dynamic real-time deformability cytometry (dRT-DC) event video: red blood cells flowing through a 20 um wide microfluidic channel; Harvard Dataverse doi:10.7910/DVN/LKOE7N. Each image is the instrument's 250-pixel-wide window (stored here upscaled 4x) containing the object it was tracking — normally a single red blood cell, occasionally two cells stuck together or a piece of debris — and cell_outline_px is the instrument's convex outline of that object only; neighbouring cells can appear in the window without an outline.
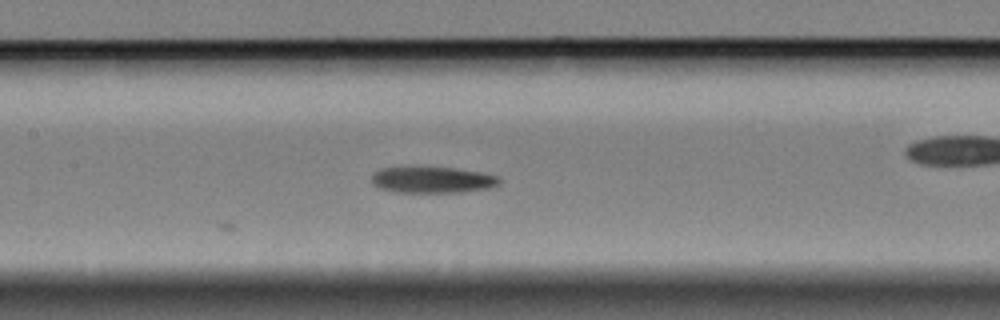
{"species": "Egyptian fruit bat (a non-hibernating species)", "species_latin": "Rousettus aegyptiacus", "temperature_condition": "cold", "stored_images_in_passage": 11, "camera_frame_rate_fps": 3000, "um_per_image_px": 0.085, "animal": {"sex": "female"}, "frame": {"image": 1, "passage_image": 7, "time_ms": 2.0, "image_size_px": [1000, 320], "cell_outline_px": [[500, 184], [492, 188], [460, 192], [396, 192], [380, 188], [372, 184], [372, 172], [380, 168], [452, 168], [484, 172], [500, 176]], "centroid_in_image_um": [36.8, 15.29], "position_along_channel_um": 170.6, "area_um2": 19.54}}